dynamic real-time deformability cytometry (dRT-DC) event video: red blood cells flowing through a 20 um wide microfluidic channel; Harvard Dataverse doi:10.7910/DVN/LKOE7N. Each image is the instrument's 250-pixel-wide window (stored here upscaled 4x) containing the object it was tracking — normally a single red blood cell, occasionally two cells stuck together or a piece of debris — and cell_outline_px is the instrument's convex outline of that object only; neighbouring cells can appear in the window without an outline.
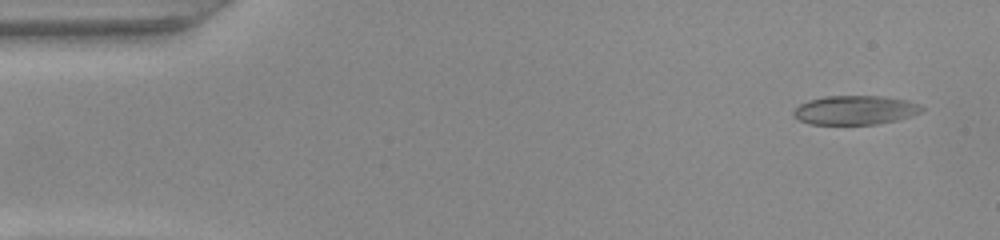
{"species": "common noctule bat (a hibernating species)", "species_latin": "Nyctalus noctula", "temperature_condition": "warm", "stored_images_in_passage": 48, "camera_frame_rate_fps": 3000, "um_per_image_px": 0.085, "animal": {"sex": "female", "body_mass_g": 22.0, "forearm_length_mm": 56.7}, "frame": {"image": 1, "passage_image": 1, "time_ms": 0.0, "image_size_px": [1000, 240], "cell_outline_px": [[924, 108], [920, 112], [912, 116], [896, 120], [876, 124], [808, 124], [792, 116], [792, 112], [800, 104], [808, 100], [824, 96], [884, 96], [908, 100], [920, 104]], "centroid_in_image_um": [72.68, 9.35], "position_along_channel_um": 12.3, "area_um2": 21.85}}
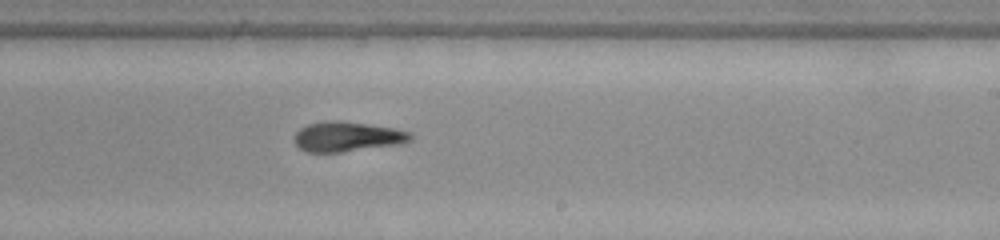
{"frame": {"image": 2, "passage_image": 28, "time_ms": 9.0, "image_size_px": [1000, 240], "cell_outline_px": [[412, 140], [400, 144], [340, 152], [308, 152], [300, 148], [292, 140], [292, 136], [300, 128], [308, 124], [324, 120], [340, 120], [392, 128], [412, 132]], "centroid_in_image_um": [29.48, 11.61], "position_along_channel_um": 259.5, "area_um2": 20.35}}
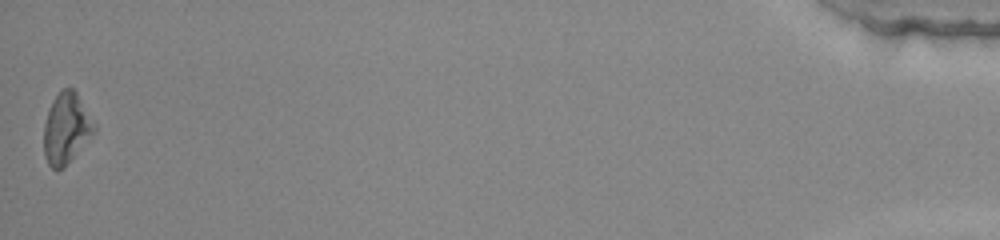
{"frame": {"image": 3, "passage_image": 48, "time_ms": 15.667, "image_size_px": [1000, 240], "cell_outline_px": [[96, 132], [64, 168], [56, 172], [48, 164], [44, 156], [44, 124], [48, 108], [52, 100], [60, 88], [72, 88], [76, 92], [96, 124]], "centroid_in_image_um": [5.63, 10.92], "position_along_channel_um": 429.6, "area_um2": 21.21}, "authors_computed_cell_mechanics": {"area_um2": 20.6924, "velocity_mm_per_s": 4.0465, "shape_relaxation_time_tau1_ms": 9.1822, "shape_relaxation_time_tau2_ms": 1.9364, "deformation_change_tau1": 0.284, "deformation_change_tau2": 0.0995}}